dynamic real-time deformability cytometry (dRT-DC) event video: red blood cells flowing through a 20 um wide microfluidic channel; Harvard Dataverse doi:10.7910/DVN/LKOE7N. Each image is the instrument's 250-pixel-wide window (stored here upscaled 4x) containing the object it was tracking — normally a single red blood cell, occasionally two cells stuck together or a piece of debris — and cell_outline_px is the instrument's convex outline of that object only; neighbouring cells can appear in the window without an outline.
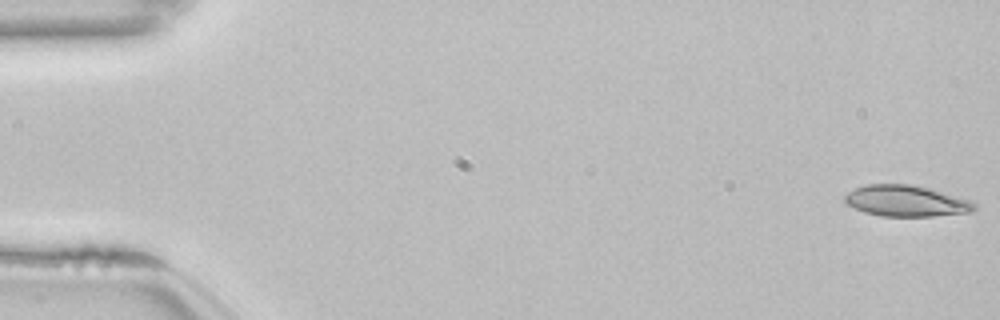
{"species": "common noctule bat (a hibernating species)", "species_latin": "Nyctalus noctula", "temperature_condition": "room temperature", "stored_images_in_passage": 52, "camera_frame_rate_fps": 3000, "um_per_image_px": 0.085, "animal": {"sex": "female", "body_mass_g": 22.7, "forearm_length_mm": 54.2}, "frame": {"image": 1, "passage_image": 1, "time_ms": 0.0, "image_size_px": [1000, 320], "cell_outline_px": [[976, 208], [972, 212], [932, 216], [880, 216], [864, 212], [844, 204], [844, 196], [848, 192], [856, 188], [868, 184], [912, 184], [928, 188], [968, 200], [976, 204]], "centroid_in_image_um": [76.97, 17.08], "position_along_channel_um": 8.0, "area_um2": 23.41}}
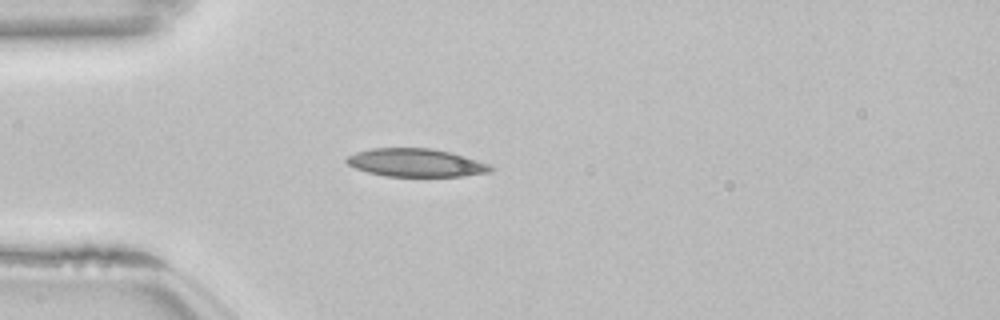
{"frame": {"image": 2, "passage_image": 15, "time_ms": 4.667, "image_size_px": [1000, 320], "cell_outline_px": [[492, 172], [464, 176], [384, 176], [368, 172], [356, 168], [348, 164], [344, 160], [348, 156], [356, 152], [372, 148], [428, 148], [452, 152], [468, 156], [488, 164], [492, 168]], "centroid_in_image_um": [35.37, 13.83], "position_along_channel_um": 49.6, "area_um2": 23.64}}
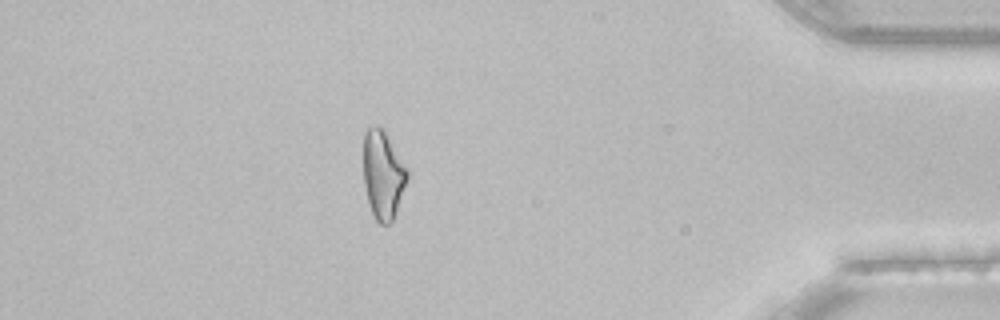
{"frame": {"image": 3, "passage_image": 47, "time_ms": 15.333, "image_size_px": [1000, 320], "cell_outline_px": [[408, 176], [396, 212], [392, 220], [388, 224], [380, 224], [376, 220], [368, 204], [364, 184], [364, 132], [368, 128], [376, 124], [380, 124], [384, 128], [408, 168]], "centroid_in_image_um": [32.55, 14.79], "position_along_channel_um": 402.6, "area_um2": 22.77}, "authors_computed_cell_mechanics": {"area_um2": 22.831, "velocity_mm_per_s": 3.8529, "shape_relaxation_time_tau1_ms": 6.1811, "shape_relaxation_time_tau2_ms": 4.0441, "deformation_change_tau1": 0.1677, "deformation_change_tau2": 0.1082}}